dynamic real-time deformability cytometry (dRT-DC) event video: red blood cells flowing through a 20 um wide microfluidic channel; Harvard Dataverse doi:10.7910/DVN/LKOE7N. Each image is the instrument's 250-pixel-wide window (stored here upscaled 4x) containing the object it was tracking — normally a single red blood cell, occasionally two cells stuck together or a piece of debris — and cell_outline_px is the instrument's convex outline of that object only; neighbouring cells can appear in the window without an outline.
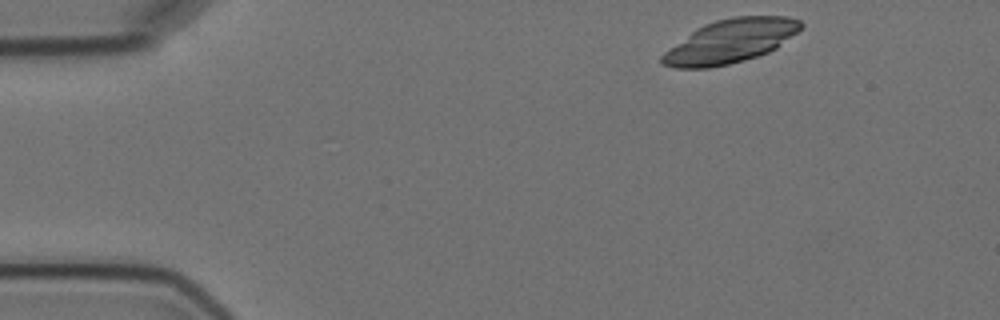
{"species": "Egyptian fruit bat (a non-hibernating species)", "species_latin": "Rousettus aegyptiacus", "temperature_condition": "cold", "stored_images_in_passage": 4, "camera_frame_rate_fps": 3000, "um_per_image_px": 0.085, "animal": {"sex": "female"}, "frame": {"image": 1, "passage_image": 1, "time_ms": 0.0, "image_size_px": [1000, 320], "cell_outline_px": [[804, 24], [796, 32], [776, 48], [768, 52], [744, 60], [728, 64], [708, 68], [672, 68], [660, 64], [660, 56], [664, 52], [696, 28], [704, 24], [716, 20], [732, 16], [788, 16], [800, 20]], "centroid_in_image_um": [62.04, 3.5], "position_along_channel_um": 23.0, "area_um2": 35.14}}